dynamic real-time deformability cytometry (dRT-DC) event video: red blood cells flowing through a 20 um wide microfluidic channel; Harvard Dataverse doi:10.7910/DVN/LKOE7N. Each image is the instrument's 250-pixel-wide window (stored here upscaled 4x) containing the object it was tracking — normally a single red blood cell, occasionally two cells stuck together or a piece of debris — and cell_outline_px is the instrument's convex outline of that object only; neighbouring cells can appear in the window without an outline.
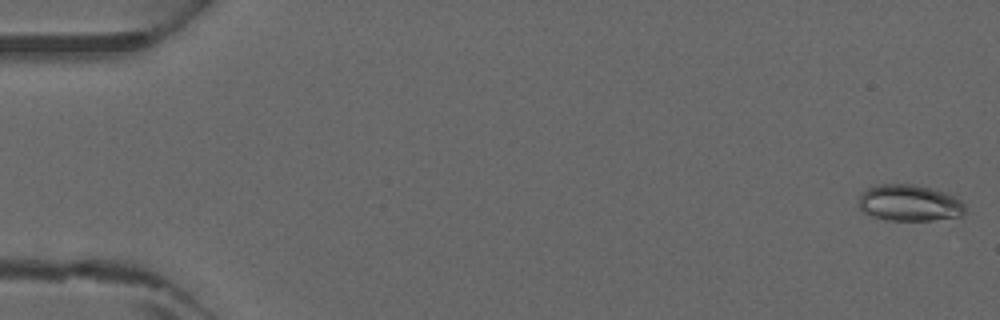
{"species": "common noctule bat (a hibernating species)", "species_latin": "Nyctalus noctula", "temperature_condition": "warm", "stored_images_in_passage": 4, "camera_frame_rate_fps": 3000, "um_per_image_px": 0.085, "animal": {"sex": "male", "forearm_length_mm": 52.5}, "frame": {"image": 1, "passage_image": 1, "time_ms": 0.0, "image_size_px": [1000, 320], "cell_outline_px": [[964, 212], [960, 216], [932, 220], [888, 220], [872, 216], [864, 212], [860, 208], [860, 192], [868, 188], [880, 184], [912, 184], [932, 188], [956, 196], [964, 204]], "centroid_in_image_um": [77.3, 17.24], "position_along_channel_um": 7.7, "area_um2": 22.48}}